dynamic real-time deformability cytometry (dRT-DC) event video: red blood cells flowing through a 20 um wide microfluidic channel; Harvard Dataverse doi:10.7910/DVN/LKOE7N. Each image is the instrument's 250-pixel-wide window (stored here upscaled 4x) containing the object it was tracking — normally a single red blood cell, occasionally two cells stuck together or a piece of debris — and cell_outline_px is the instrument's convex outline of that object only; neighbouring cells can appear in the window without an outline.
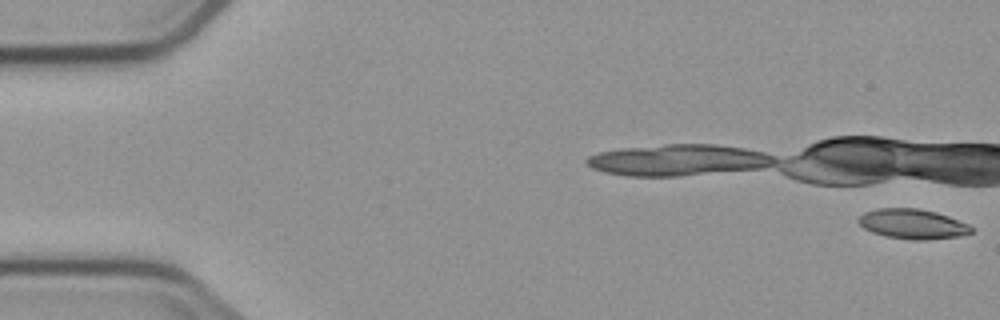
{"species": "common noctule bat (a hibernating species)", "species_latin": "Nyctalus noctula", "temperature_condition": "cold", "stored_images_in_passage": 5, "camera_frame_rate_fps": 3000, "um_per_image_px": 0.085, "animal": {"sex": "male", "body_mass_g": 23.1, "forearm_length_mm": 52.7}, "frame": {"image": 1, "passage_image": 1, "time_ms": 0.0, "image_size_px": [1000, 320], "cell_outline_px": [[972, 232], [960, 236], [928, 240], [916, 240], [884, 236], [872, 232], [864, 228], [856, 220], [864, 212], [876, 208], [916, 208], [936, 212], [948, 216], [968, 224], [972, 228]], "centroid_in_image_um": [77.55, 19.04], "position_along_channel_um": 7.4, "area_um2": 19.65}}
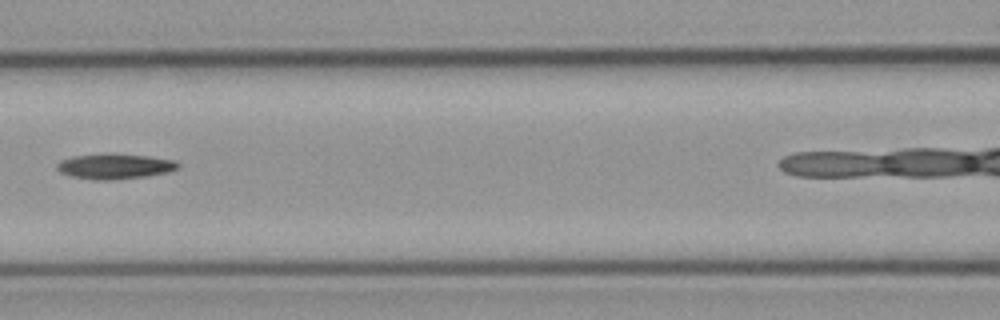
{"frame": {"image": 2, "passage_image": 5, "time_ms": 5.333, "image_size_px": [1000, 320], "cell_outline_px": [[180, 168], [168, 172], [148, 176], [108, 180], [92, 180], [72, 176], [60, 172], [56, 168], [56, 164], [60, 160], [72, 156], [148, 156], [176, 160], [180, 164]], "centroid_in_image_um": [9.79, 14.18], "position_along_channel_um": 156.8, "area_um2": 17.17}}